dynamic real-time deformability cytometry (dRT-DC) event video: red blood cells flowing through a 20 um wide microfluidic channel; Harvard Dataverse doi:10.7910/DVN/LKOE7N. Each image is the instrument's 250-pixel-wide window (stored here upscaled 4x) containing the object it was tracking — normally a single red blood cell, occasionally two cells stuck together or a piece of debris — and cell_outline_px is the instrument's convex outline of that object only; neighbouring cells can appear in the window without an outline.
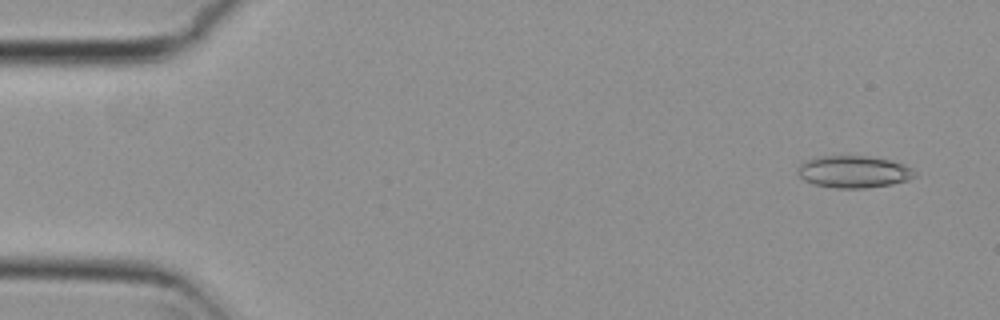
{"species": "common noctule bat (a hibernating species)", "species_latin": "Nyctalus noctula", "temperature_condition": "cold", "stored_images_in_passage": 6, "camera_frame_rate_fps": 3000, "um_per_image_px": 0.085, "animal": {"sex": "female", "body_mass_g": 29.2, "forearm_length_mm": 56.3}, "frame": {"image": 1, "passage_image": 1, "time_ms": 0.0, "image_size_px": [1000, 320], "cell_outline_px": [[916, 176], [908, 180], [892, 184], [864, 188], [836, 188], [812, 184], [804, 180], [800, 176], [796, 168], [800, 164], [808, 160], [820, 156], [868, 156], [892, 160], [904, 164], [912, 168], [916, 172]], "centroid_in_image_um": [72.58, 14.6], "position_along_channel_um": 12.4, "area_um2": 21.96}}
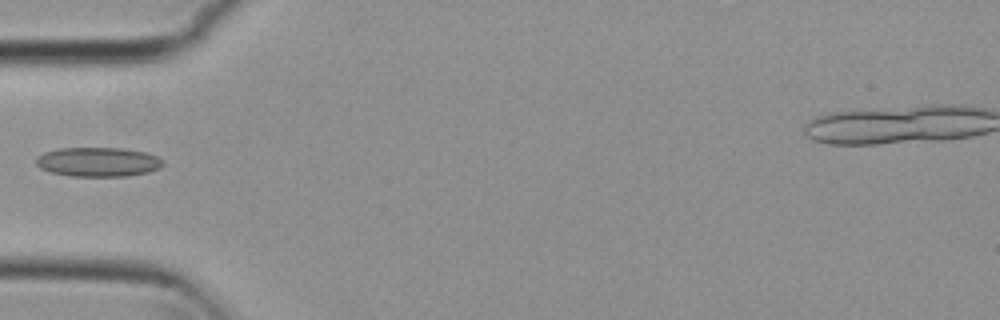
{"frame": {"image": 2, "passage_image": 5, "time_ms": 1.333, "image_size_px": [1000, 320], "cell_outline_px": [[164, 164], [160, 168], [148, 172], [128, 176], [72, 176], [52, 172], [40, 168], [36, 164], [36, 156], [44, 152], [60, 148], [124, 148], [148, 152], [164, 160]], "centroid_in_image_um": [8.37, 13.76], "position_along_channel_um": 76.6, "area_um2": 21.85}}
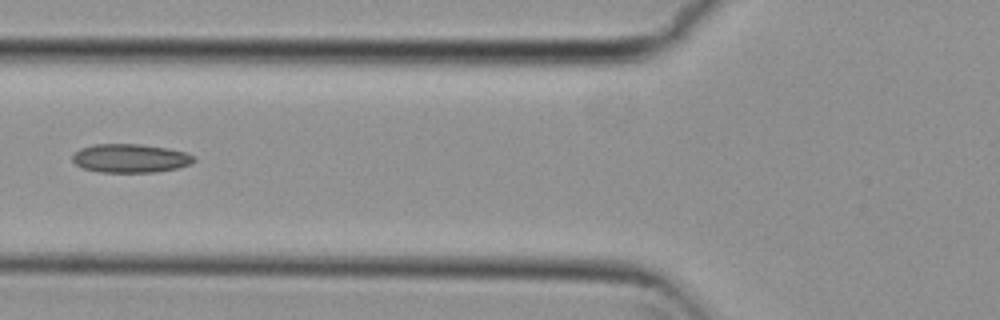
{"frame": {"image": 3, "passage_image": 6, "time_ms": 1.667, "image_size_px": [1000, 320], "cell_outline_px": [[196, 160], [192, 164], [176, 168], [156, 172], [100, 172], [84, 168], [76, 164], [72, 160], [72, 156], [80, 148], [92, 144], [140, 144], [168, 148], [184, 152], [196, 156]], "centroid_in_image_um": [11.1, 13.45], "position_along_channel_um": 114.7, "area_um2": 20.35}}